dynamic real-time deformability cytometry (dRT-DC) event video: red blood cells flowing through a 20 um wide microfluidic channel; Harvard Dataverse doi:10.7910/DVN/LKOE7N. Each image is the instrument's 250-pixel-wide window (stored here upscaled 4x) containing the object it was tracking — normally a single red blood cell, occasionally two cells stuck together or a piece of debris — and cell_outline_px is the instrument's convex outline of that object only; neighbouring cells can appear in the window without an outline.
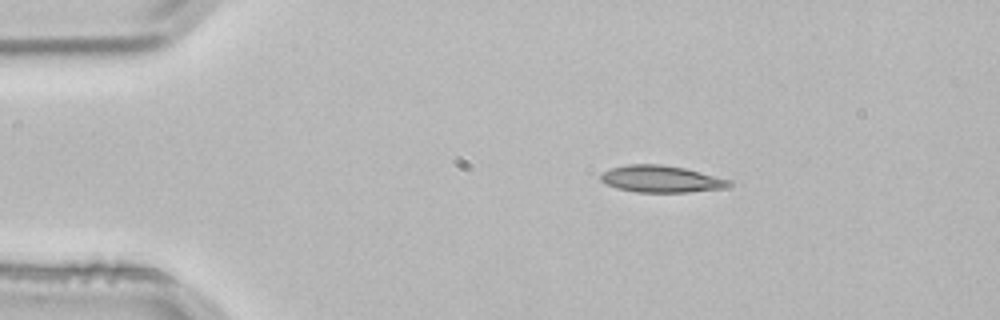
{"species": "common noctule bat (a hibernating species)", "species_latin": "Nyctalus noctula", "temperature_condition": "room temperature", "stored_images_in_passage": 2, "camera_frame_rate_fps": 3000, "um_per_image_px": 0.085, "animal": {"sex": "male", "body_mass_g": 21.5, "forearm_length_mm": 52.0}, "frame": {"image": 1, "passage_image": 1, "time_ms": 0.0, "image_size_px": [1000, 320], "cell_outline_px": [[728, 184], [724, 188], [688, 192], [636, 192], [616, 188], [604, 184], [600, 180], [600, 172], [612, 168], [628, 164], [664, 164], [684, 168], [700, 172], [728, 180]], "centroid_in_image_um": [56.08, 15.21], "position_along_channel_um": 28.9, "area_um2": 19.94}}